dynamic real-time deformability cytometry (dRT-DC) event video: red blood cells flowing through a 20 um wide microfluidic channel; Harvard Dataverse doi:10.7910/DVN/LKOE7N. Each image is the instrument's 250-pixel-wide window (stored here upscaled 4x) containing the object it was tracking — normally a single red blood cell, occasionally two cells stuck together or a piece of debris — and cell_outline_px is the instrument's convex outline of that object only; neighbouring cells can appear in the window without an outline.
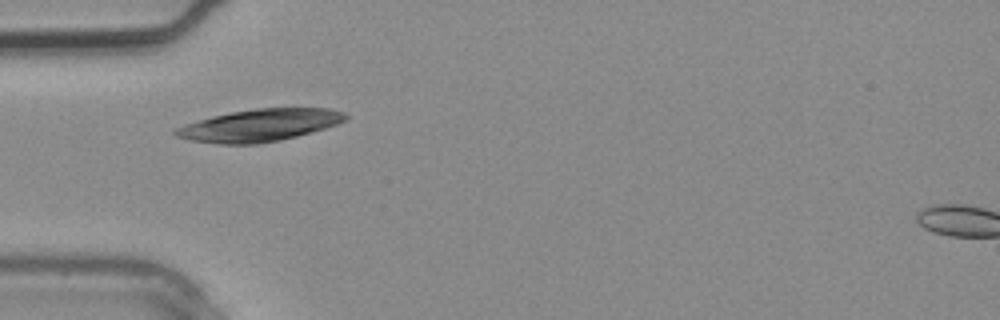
{"species": "common noctule bat (a hibernating species)", "species_latin": "Nyctalus noctula", "temperature_condition": "warm", "stored_images_in_passage": 3, "camera_frame_rate_fps": 3000, "um_per_image_px": 0.085, "animal": {"sex": "male", "body_mass_g": 20.4}, "frame": {"image": 1, "passage_image": 3, "time_ms": 0.667, "image_size_px": [1000, 320], "cell_outline_px": [[348, 120], [324, 128], [296, 136], [280, 140], [256, 144], [216, 144], [188, 140], [176, 136], [172, 132], [176, 128], [184, 124], [212, 116], [232, 112], [256, 108], [328, 108], [344, 112], [348, 116]], "centroid_in_image_um": [22.03, 10.65], "position_along_channel_um": 63.0, "area_um2": 31.91}}